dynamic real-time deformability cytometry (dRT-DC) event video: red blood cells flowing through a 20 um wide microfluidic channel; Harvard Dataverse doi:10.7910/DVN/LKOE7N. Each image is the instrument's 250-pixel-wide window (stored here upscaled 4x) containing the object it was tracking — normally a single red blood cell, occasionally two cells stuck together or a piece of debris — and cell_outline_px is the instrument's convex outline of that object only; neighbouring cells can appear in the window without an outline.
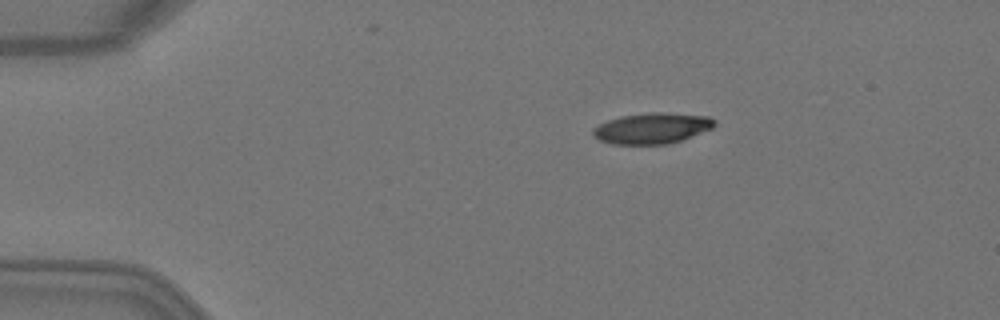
{"species": "Egyptian fruit bat (a non-hibernating species)", "species_latin": "Rousettus aegyptiacus", "temperature_condition": "warm", "stored_images_in_passage": 2, "camera_frame_rate_fps": 3000, "um_per_image_px": 0.085, "animal": {"sex": "female"}, "frame": {"image": 1, "passage_image": 2, "time_ms": 0.333, "image_size_px": [1000, 320], "cell_outline_px": [[716, 124], [712, 128], [680, 140], [668, 144], [612, 144], [600, 140], [592, 136], [592, 128], [608, 120], [620, 116], [652, 112], [664, 112], [708, 116], [716, 120]], "centroid_in_image_um": [55.4, 10.89], "position_along_channel_um": 29.6, "area_um2": 21.79}}